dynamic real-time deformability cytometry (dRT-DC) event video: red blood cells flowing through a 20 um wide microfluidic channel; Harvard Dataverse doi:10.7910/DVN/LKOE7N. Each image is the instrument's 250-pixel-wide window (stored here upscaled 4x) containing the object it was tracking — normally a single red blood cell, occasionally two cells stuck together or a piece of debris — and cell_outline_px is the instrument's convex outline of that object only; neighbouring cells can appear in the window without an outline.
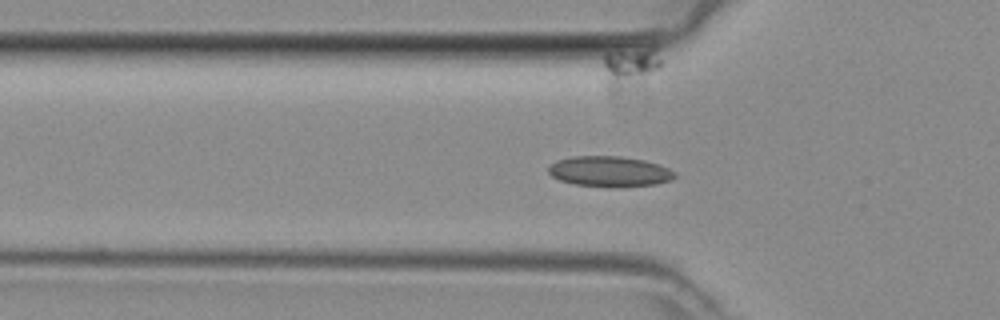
{"species": "common noctule bat (a hibernating species)", "species_latin": "Nyctalus noctula", "temperature_condition": "room temperature", "stored_images_in_passage": 34, "camera_frame_rate_fps": 3000, "um_per_image_px": 0.085, "animal": {"sex": "female", "body_mass_g": 29.2, "forearm_length_mm": 56.3}, "frame": {"image": 1, "passage_image": 6, "time_ms": 1.667, "image_size_px": [1000, 320], "cell_outline_px": [[676, 176], [672, 180], [656, 184], [616, 188], [608, 188], [576, 184], [560, 180], [552, 176], [548, 172], [548, 168], [556, 160], [572, 156], [620, 156], [644, 160], [668, 168], [676, 172]], "centroid_in_image_um": [51.82, 14.59], "position_along_channel_um": 74.0, "area_um2": 22.66}}
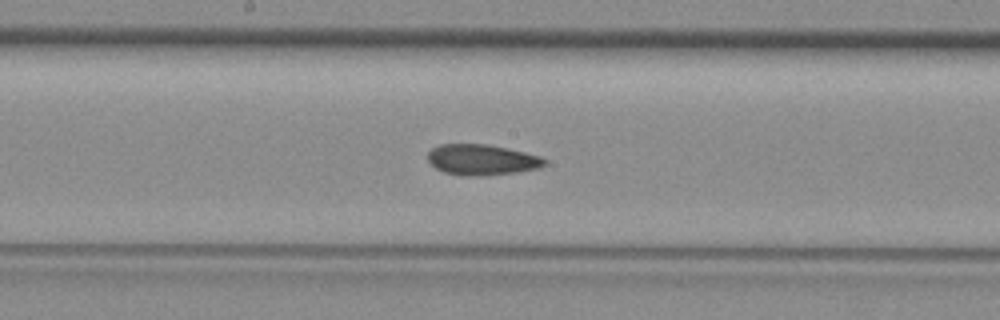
{"frame": {"image": 2, "passage_image": 15, "time_ms": 4.667, "image_size_px": [1000, 320], "cell_outline_px": [[548, 164], [540, 168], [516, 172], [484, 176], [460, 176], [444, 172], [436, 168], [428, 160], [428, 152], [432, 148], [440, 144], [484, 144], [524, 152], [540, 156], [548, 160]], "centroid_in_image_um": [40.97, 13.59], "position_along_channel_um": 207.2, "area_um2": 20.98}}
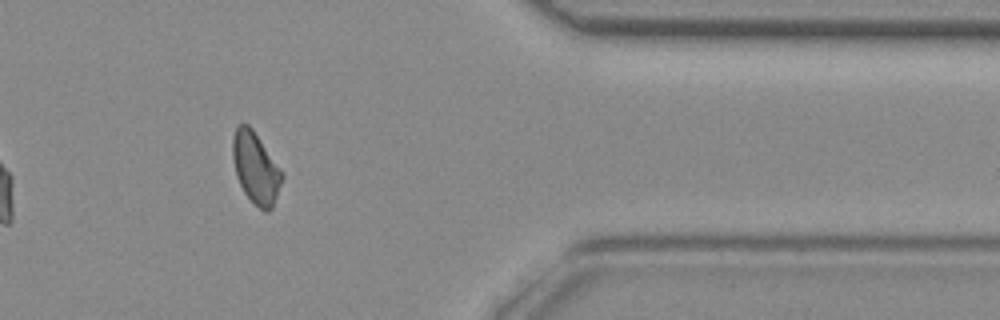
{"frame": {"image": 3, "passage_image": 29, "time_ms": 9.333, "image_size_px": [1000, 320], "cell_outline_px": [[284, 176], [272, 208], [268, 212], [264, 212], [244, 192], [236, 176], [232, 156], [232, 140], [236, 128], [240, 124], [248, 124], [252, 128], [284, 172]], "centroid_in_image_um": [21.75, 14.27], "position_along_channel_um": 389.7, "area_um2": 20.46}}